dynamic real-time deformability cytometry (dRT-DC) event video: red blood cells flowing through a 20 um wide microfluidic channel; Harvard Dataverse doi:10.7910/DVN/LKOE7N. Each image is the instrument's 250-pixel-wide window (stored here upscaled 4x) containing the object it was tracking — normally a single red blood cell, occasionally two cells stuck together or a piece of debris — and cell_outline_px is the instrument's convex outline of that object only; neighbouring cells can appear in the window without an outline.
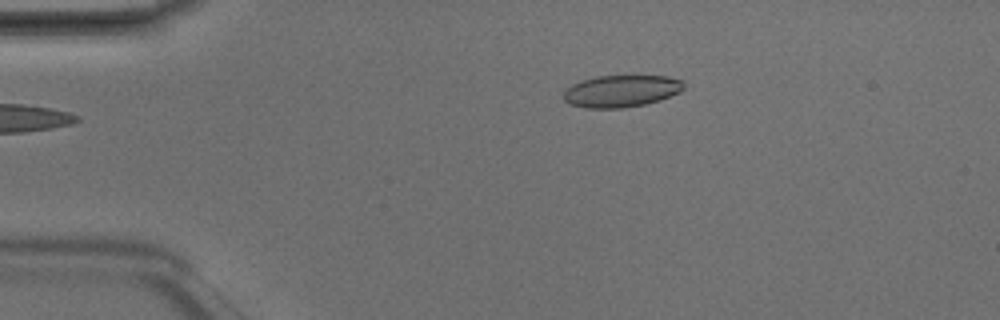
{"species": "Egyptian fruit bat (a non-hibernating species)", "species_latin": "Rousettus aegyptiacus", "temperature_condition": "room temperature", "stored_images_in_passage": 3, "camera_frame_rate_fps": 3000, "um_per_image_px": 0.085, "animal": {"sex": "male"}, "frame": {"image": 1, "passage_image": 1, "time_ms": 0.0, "image_size_px": [1000, 320], "cell_outline_px": [[684, 88], [680, 92], [660, 100], [644, 104], [620, 108], [584, 108], [572, 104], [564, 100], [564, 92], [572, 84], [596, 76], [668, 76], [684, 80]], "centroid_in_image_um": [52.85, 7.74], "position_along_channel_um": 32.2, "area_um2": 22.31}}